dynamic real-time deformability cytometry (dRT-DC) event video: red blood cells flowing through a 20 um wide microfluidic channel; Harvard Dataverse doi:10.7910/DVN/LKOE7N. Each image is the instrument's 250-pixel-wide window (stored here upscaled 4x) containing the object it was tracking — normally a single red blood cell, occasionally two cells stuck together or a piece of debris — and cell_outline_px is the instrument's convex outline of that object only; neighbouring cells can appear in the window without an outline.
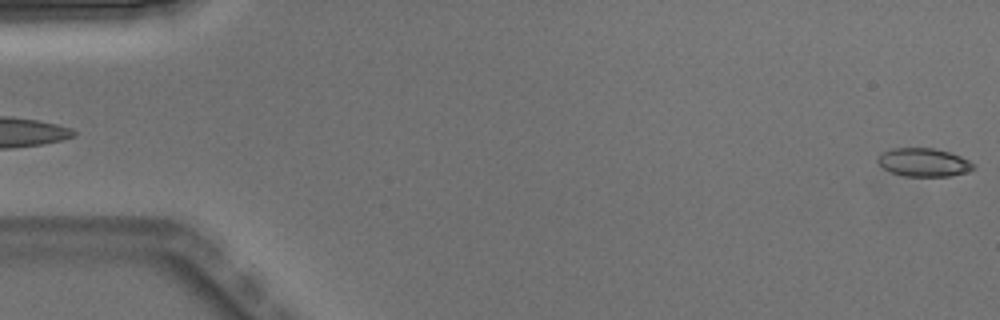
{"species": "Egyptian fruit bat (a non-hibernating species)", "species_latin": "Rousettus aegyptiacus", "temperature_condition": "warm", "stored_images_in_passage": 4, "camera_frame_rate_fps": 3000, "um_per_image_px": 0.085, "animal": {"sex": "male"}, "frame": {"image": 1, "passage_image": 4, "time_ms": 1.0, "image_size_px": [1000, 320], "cell_outline_px": [[972, 168], [968, 172], [948, 176], [904, 176], [892, 172], [884, 168], [876, 160], [876, 156], [880, 152], [892, 148], [932, 148], [948, 152], [960, 156], [968, 160], [972, 164]], "centroid_in_image_um": [78.44, 13.79], "position_along_channel_um": 6.6, "area_um2": 15.66}}